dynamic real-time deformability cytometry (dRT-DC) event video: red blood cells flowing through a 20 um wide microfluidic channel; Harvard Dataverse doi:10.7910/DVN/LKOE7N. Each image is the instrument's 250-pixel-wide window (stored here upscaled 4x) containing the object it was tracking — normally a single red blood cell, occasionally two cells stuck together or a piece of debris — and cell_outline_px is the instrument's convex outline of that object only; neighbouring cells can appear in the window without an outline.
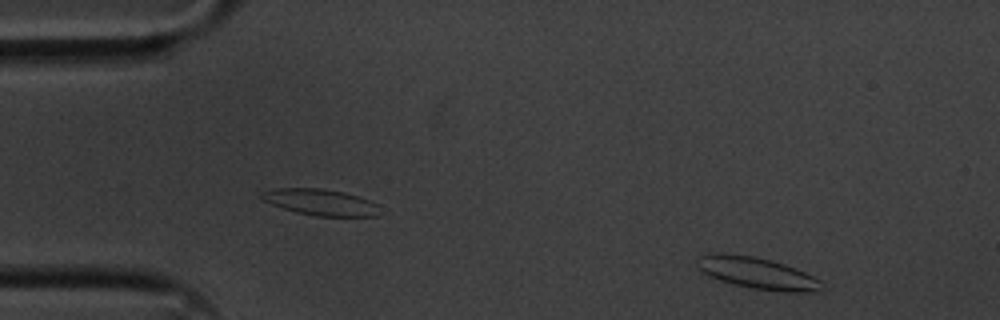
{"species": "common noctule bat (a hibernating species)", "species_latin": "Nyctalus noctula", "temperature_condition": "cold", "stored_images_in_passage": 2, "camera_frame_rate_fps": 3000, "um_per_image_px": 0.085, "animal": {"sex": "male", "body_mass_g": 20.1, "forearm_length_mm": 53.5}, "frame": {"image": 1, "passage_image": 2, "time_ms": 0.333, "image_size_px": [1000, 320], "cell_outline_px": [[820, 288], [808, 292], [788, 292], [752, 288], [720, 280], [704, 272], [700, 268], [696, 260], [700, 256], [708, 252], [724, 252], [756, 256], [772, 260], [784, 264], [804, 272], [820, 280]], "centroid_in_image_um": [64.31, 23.17], "position_along_channel_um": 20.7, "area_um2": 22.6}}